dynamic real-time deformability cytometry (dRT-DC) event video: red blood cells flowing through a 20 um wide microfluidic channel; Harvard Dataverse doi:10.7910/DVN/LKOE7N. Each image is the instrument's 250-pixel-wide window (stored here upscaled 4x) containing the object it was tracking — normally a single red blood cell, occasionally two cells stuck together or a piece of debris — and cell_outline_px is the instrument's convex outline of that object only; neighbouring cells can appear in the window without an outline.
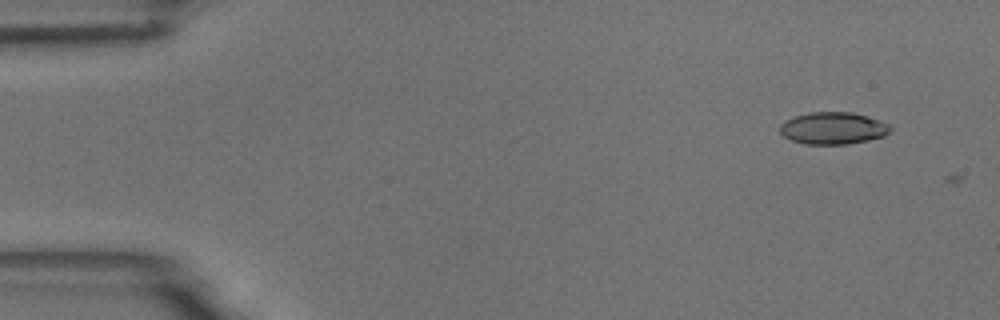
{"species": "common noctule bat (a hibernating species)", "species_latin": "Nyctalus noctula", "temperature_condition": "room temperature", "stored_images_in_passage": 3, "camera_frame_rate_fps": 3000, "um_per_image_px": 0.085, "animal": {"sex": "male", "body_mass_g": 18.8}, "frame": {"image": 1, "passage_image": 1, "time_ms": 0.0, "image_size_px": [1000, 320], "cell_outline_px": [[892, 128], [884, 136], [868, 140], [848, 144], [804, 144], [792, 140], [784, 136], [780, 132], [780, 124], [784, 120], [808, 112], [852, 112], [888, 124]], "centroid_in_image_um": [70.77, 10.9], "position_along_channel_um": 14.2, "area_um2": 20.46}}